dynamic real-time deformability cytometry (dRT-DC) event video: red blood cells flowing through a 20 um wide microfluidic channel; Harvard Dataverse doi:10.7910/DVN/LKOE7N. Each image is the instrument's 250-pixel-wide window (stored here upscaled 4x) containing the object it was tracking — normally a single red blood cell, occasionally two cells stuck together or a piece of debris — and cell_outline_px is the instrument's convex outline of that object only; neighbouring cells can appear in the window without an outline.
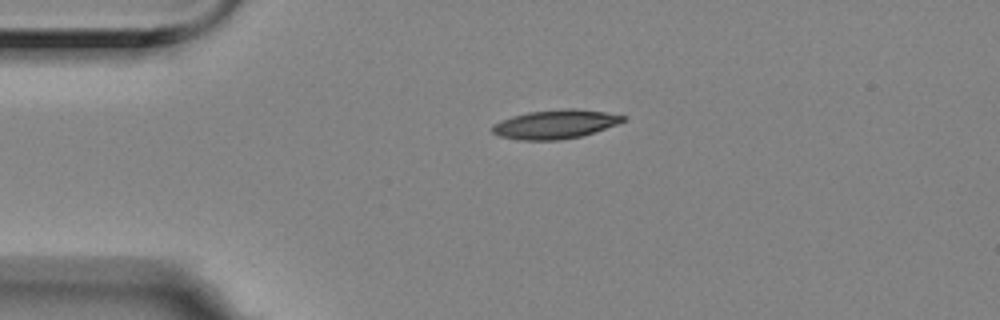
{"species": "Egyptian fruit bat (a non-hibernating species)", "species_latin": "Rousettus aegyptiacus", "temperature_condition": "room temperature", "stored_images_in_passage": 42, "camera_frame_rate_fps": 3000, "um_per_image_px": 0.085, "animal": {"sex": "female"}, "frame": {"image": 1, "passage_image": 1, "time_ms": 0.0, "image_size_px": [1000, 320], "cell_outline_px": [[628, 120], [580, 136], [560, 140], [520, 140], [500, 136], [492, 132], [492, 124], [500, 120], [512, 116], [528, 112], [564, 108], [576, 108], [604, 112], [628, 116]], "centroid_in_image_um": [47.19, 10.55], "position_along_channel_um": 37.8, "area_um2": 22.02}}
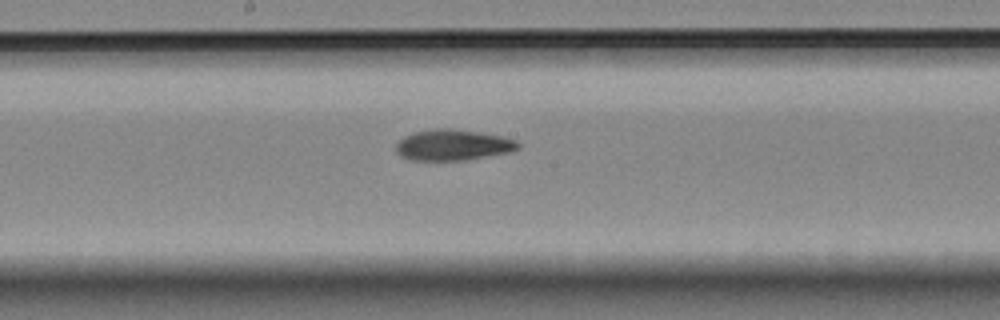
{"frame": {"image": 2, "passage_image": 18, "time_ms": 5.667, "image_size_px": [1000, 320], "cell_outline_px": [[520, 148], [512, 152], [468, 160], [412, 160], [400, 156], [396, 152], [396, 144], [404, 136], [412, 132], [436, 128], [452, 128], [480, 132], [500, 136], [516, 140], [520, 144]], "centroid_in_image_um": [38.51, 12.32], "position_along_channel_um": 209.7, "area_um2": 22.25}}
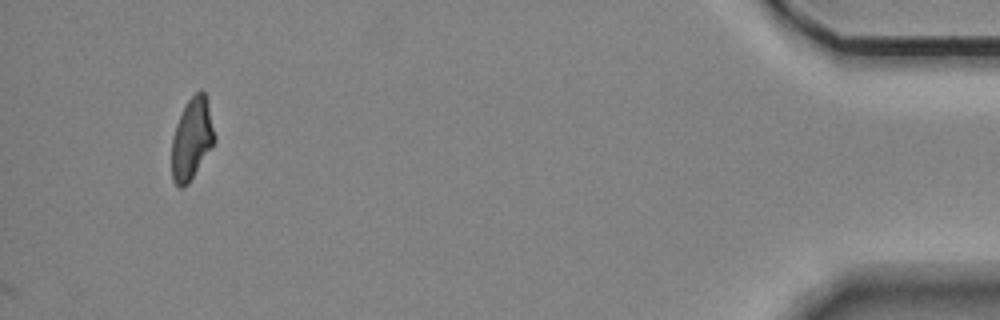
{"frame": {"image": 3, "passage_image": 42, "time_ms": 13.667, "image_size_px": [1000, 320], "cell_outline_px": [[216, 140], [188, 184], [184, 188], [180, 188], [172, 180], [172, 136], [176, 124], [188, 100], [200, 88], [204, 92], [208, 100], [216, 136]], "centroid_in_image_um": [16.32, 11.79], "position_along_channel_um": 418.9, "area_um2": 20.4}, "authors_computed_cell_mechanics": {"area_um2": 21.5883, "velocity_mm_per_s": 3.5271, "shape_relaxation_time_tau1_ms": 7.7237, "shape_relaxation_time_tau2_ms": 4.3702, "deformation_change_tau1": 0.1775, "deformation_change_tau2": 0.1128}}